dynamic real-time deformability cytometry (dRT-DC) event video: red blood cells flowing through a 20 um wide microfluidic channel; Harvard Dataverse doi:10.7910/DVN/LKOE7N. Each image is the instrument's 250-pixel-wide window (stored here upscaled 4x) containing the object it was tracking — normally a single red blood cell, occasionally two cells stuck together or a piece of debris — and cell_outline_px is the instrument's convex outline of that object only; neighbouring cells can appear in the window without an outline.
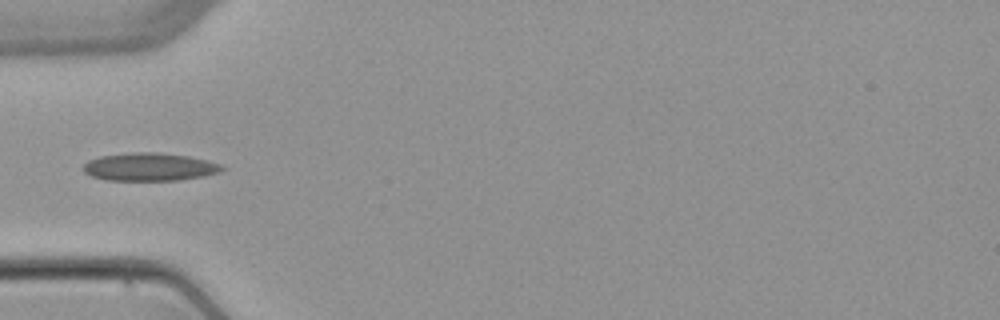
{"species": "common noctule bat (a hibernating species)", "species_latin": "Nyctalus noctula", "temperature_condition": "warm", "stored_images_in_passage": 5, "camera_frame_rate_fps": 3000, "um_per_image_px": 0.085, "animal": {"sex": "female", "body_mass_g": 22.7, "forearm_length_mm": 54.2}, "frame": {"image": 1, "passage_image": 5, "time_ms": 4.667, "image_size_px": [1000, 320], "cell_outline_px": [[224, 168], [220, 172], [204, 176], [176, 180], [108, 180], [92, 176], [84, 172], [84, 164], [88, 160], [100, 156], [132, 152], [160, 152], [188, 156], [208, 160], [220, 164]], "centroid_in_image_um": [12.72, 14.18], "position_along_channel_um": 72.3, "area_um2": 22.54}}